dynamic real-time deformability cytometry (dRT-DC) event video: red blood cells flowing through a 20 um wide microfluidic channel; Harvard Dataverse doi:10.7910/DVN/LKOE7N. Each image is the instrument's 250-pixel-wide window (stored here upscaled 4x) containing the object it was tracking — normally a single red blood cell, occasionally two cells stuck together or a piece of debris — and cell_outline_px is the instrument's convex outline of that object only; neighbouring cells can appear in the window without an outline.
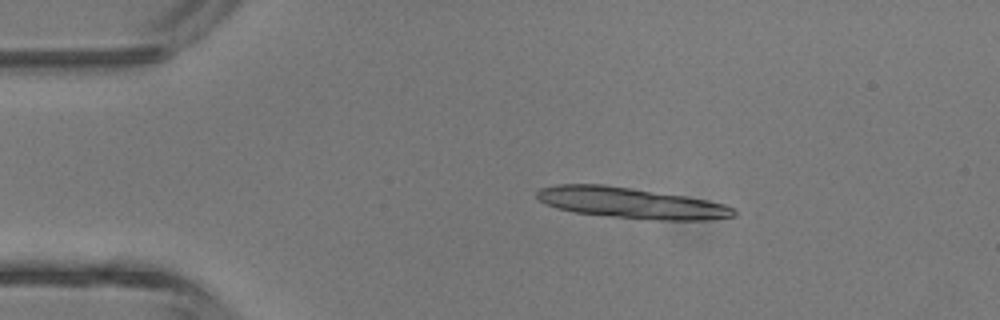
{"species": "common noctule bat (a hibernating species)", "species_latin": "Nyctalus noctula", "temperature_condition": "room temperature", "stored_images_in_passage": 4, "camera_frame_rate_fps": 3000, "um_per_image_px": 0.085, "animal": {"sex": "male", "body_mass_g": 13.3}, "frame": {"image": 1, "passage_image": 2, "time_ms": 2.0, "image_size_px": [1000, 320], "cell_outline_px": [[736, 216], [708, 220], [660, 220], [612, 216], [576, 212], [556, 208], [540, 200], [536, 196], [536, 192], [540, 188], [556, 184], [604, 184], [632, 188], [684, 196], [708, 200], [724, 204], [732, 208], [736, 212]], "centroid_in_image_um": [53.64, 17.24], "position_along_channel_um": 31.4, "area_um2": 35.08}}